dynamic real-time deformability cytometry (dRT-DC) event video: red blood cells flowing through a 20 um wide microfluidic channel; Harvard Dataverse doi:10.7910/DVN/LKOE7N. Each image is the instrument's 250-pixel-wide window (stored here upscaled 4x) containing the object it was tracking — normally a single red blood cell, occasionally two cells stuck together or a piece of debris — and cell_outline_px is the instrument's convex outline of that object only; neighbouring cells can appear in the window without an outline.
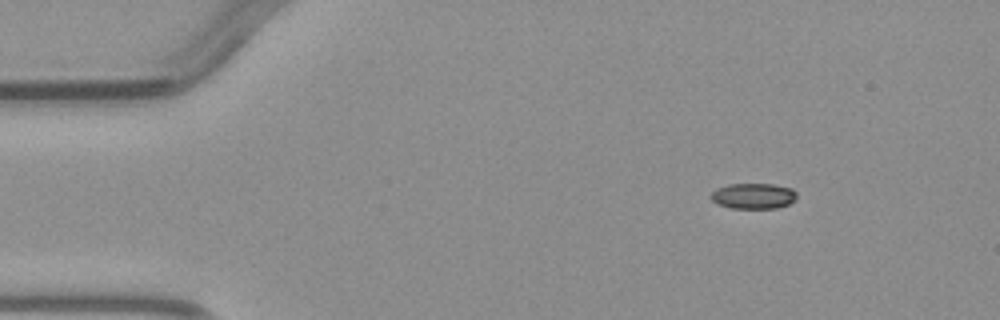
{"species": "common noctule bat (a hibernating species)", "species_latin": "Nyctalus noctula", "temperature_condition": "warm", "stored_images_in_passage": 4, "segment_of_instrument_passage": [1, 2], "camera_frame_rate_fps": 3000, "um_per_image_px": 0.085, "animal": {"sex": "male", "body_mass_g": 23.1, "forearm_length_mm": 52.7}, "frame": {"image": 1, "passage_image": 1, "time_ms": 0.0, "image_size_px": [1000, 320], "cell_outline_px": [[796, 200], [788, 204], [776, 208], [732, 208], [720, 204], [712, 200], [712, 192], [716, 188], [728, 184], [772, 184], [792, 188], [796, 192]], "centroid_in_image_um": [64.07, 16.65], "position_along_channel_um": 20.9, "area_um2": 12.72}}